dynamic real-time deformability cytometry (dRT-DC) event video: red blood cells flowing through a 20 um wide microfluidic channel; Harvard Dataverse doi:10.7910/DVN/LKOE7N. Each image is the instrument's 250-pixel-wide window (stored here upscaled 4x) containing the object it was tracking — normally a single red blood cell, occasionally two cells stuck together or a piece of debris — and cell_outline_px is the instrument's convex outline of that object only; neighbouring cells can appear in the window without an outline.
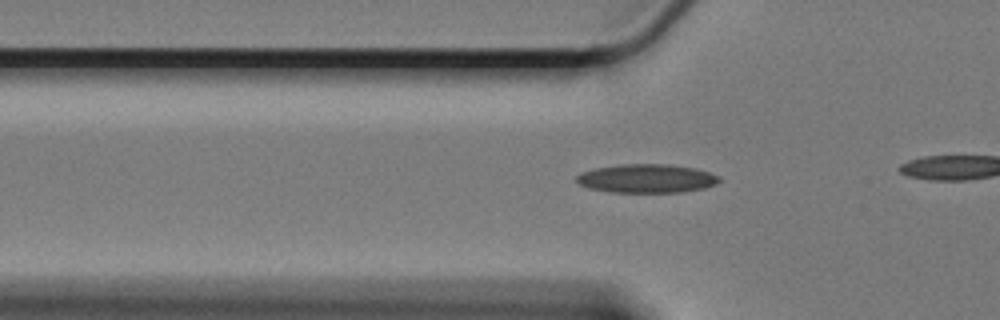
{"species": "Egyptian fruit bat (a non-hibernating species)", "species_latin": "Rousettus aegyptiacus", "temperature_condition": "cold", "stored_images_in_passage": 35, "camera_frame_rate_fps": 3000, "um_per_image_px": 0.085, "animal": {"sex": "female"}, "frame": {"image": 1, "passage_image": 6, "time_ms": 1.667, "image_size_px": [1000, 320], "cell_outline_px": [[720, 180], [716, 184], [704, 188], [680, 192], [612, 192], [588, 188], [580, 184], [576, 180], [576, 176], [580, 172], [596, 168], [620, 164], [668, 164], [696, 168], [720, 176]], "centroid_in_image_um": [54.96, 15.16], "position_along_channel_um": 70.8, "area_um2": 23.87}}
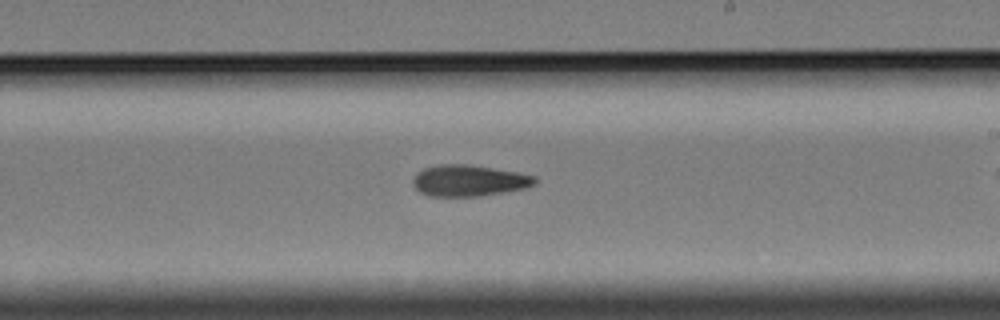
{"frame": {"image": 2, "passage_image": 22, "time_ms": 7.0, "image_size_px": [1000, 320], "cell_outline_px": [[536, 184], [524, 188], [476, 196], [428, 196], [420, 192], [412, 184], [412, 180], [424, 168], [440, 164], [468, 164], [516, 172], [536, 176]], "centroid_in_image_um": [39.84, 15.35], "position_along_channel_um": 249.2, "area_um2": 21.91}}
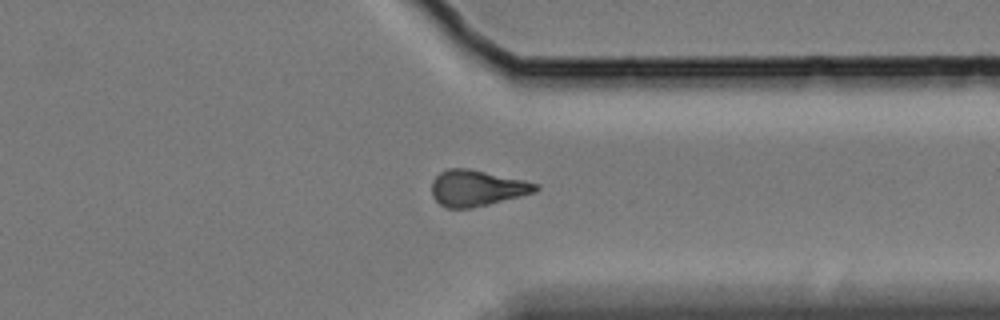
{"frame": {"image": 3, "passage_image": 33, "time_ms": 10.667, "image_size_px": [1000, 320], "cell_outline_px": [[540, 188], [536, 192], [472, 208], [448, 208], [440, 204], [432, 196], [432, 180], [440, 172], [448, 168], [468, 168], [524, 180], [540, 184]], "centroid_in_image_um": [40.54, 15.98], "position_along_channel_um": 370.9, "area_um2": 21.79}}